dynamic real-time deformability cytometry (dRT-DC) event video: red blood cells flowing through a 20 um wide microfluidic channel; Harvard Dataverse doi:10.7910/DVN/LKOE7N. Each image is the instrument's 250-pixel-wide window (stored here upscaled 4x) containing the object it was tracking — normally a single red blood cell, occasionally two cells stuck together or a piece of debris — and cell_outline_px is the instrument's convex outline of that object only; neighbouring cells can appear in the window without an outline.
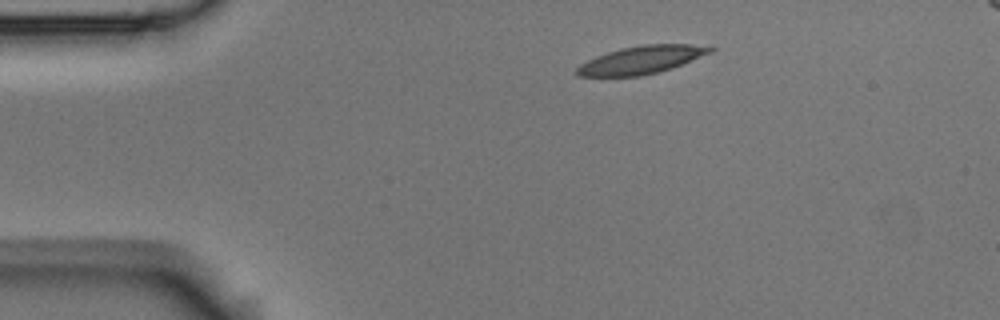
{"species": "Egyptian fruit bat (a non-hibernating species)", "species_latin": "Rousettus aegyptiacus", "temperature_condition": "room temperature", "stored_images_in_passage": 7, "camera_frame_rate_fps": 3000, "um_per_image_px": 0.085, "animal": {"sex": "male"}, "frame": {"image": 1, "passage_image": 1, "time_ms": 0.0, "image_size_px": [1000, 320], "cell_outline_px": [[716, 48], [712, 52], [672, 68], [640, 76], [580, 76], [572, 72], [580, 64], [596, 56], [620, 48], [644, 44], [712, 44]], "centroid_in_image_um": [54.57, 5.07], "position_along_channel_um": 30.4, "area_um2": 21.85}}
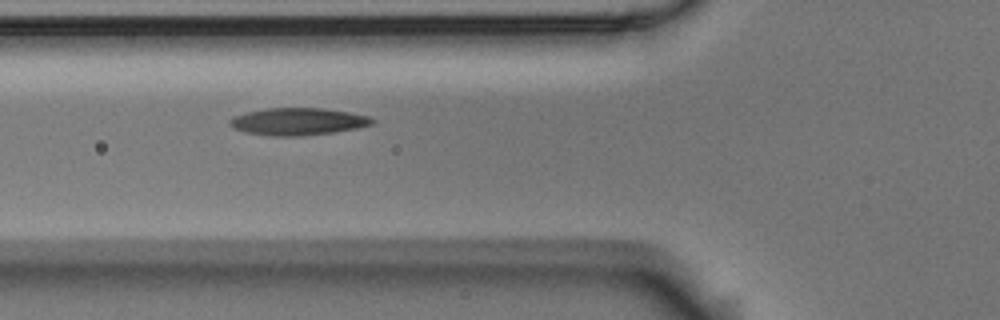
{"frame": {"image": 2, "passage_image": 4, "time_ms": 1.0, "image_size_px": [1000, 320], "cell_outline_px": [[376, 120], [372, 124], [356, 128], [332, 132], [300, 136], [276, 136], [244, 132], [228, 124], [228, 120], [236, 116], [248, 112], [264, 108], [324, 108], [372, 116]], "centroid_in_image_um": [25.35, 10.32], "position_along_channel_um": 100.4, "area_um2": 22.48}}
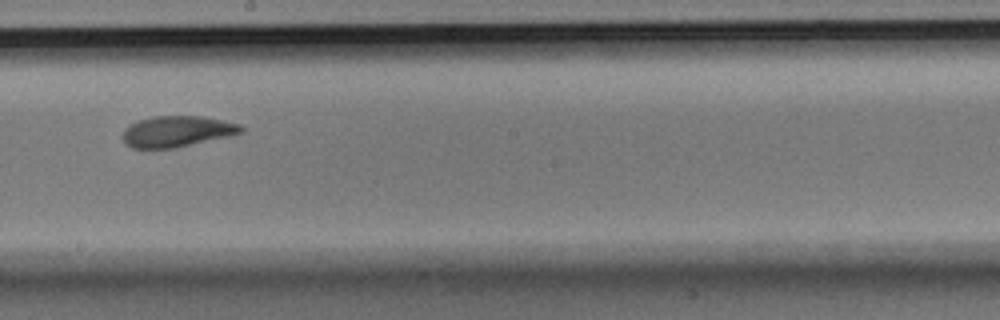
{"frame": {"image": 3, "passage_image": 7, "time_ms": 2.0, "image_size_px": [1000, 320], "cell_outline_px": [[244, 132], [232, 136], [172, 148], [132, 148], [124, 140], [124, 128], [140, 120], [152, 116], [200, 116], [240, 124], [244, 128]], "centroid_in_image_um": [15.1, 11.17], "position_along_channel_um": 233.1, "area_um2": 21.15}}